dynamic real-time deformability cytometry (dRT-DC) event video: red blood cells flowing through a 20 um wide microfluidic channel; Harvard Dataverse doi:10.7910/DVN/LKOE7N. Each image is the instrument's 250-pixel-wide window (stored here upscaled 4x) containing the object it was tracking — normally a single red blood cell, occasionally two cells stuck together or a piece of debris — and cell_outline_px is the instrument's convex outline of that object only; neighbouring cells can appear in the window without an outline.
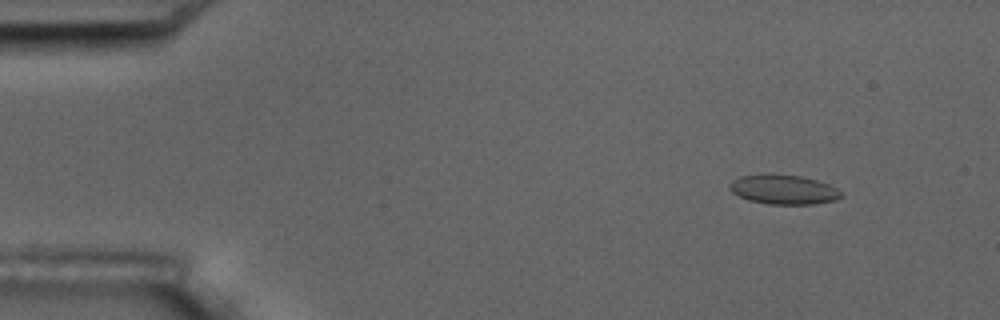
{"species": "common noctule bat (a hibernating species)", "species_latin": "Nyctalus noctula", "temperature_condition": "room temperature", "stored_images_in_passage": 5, "camera_frame_rate_fps": 3000, "um_per_image_px": 0.085, "animal": {"sex": "male", "body_mass_g": 17.5, "forearm_length_mm": 52.3}, "frame": {"image": 1, "passage_image": 2, "time_ms": 1.333, "image_size_px": [1000, 320], "cell_outline_px": [[844, 196], [836, 200], [816, 204], [768, 204], [748, 200], [732, 192], [728, 188], [728, 184], [732, 180], [740, 176], [768, 172], [800, 176], [816, 180], [828, 184], [836, 188]], "centroid_in_image_um": [66.56, 16.09], "position_along_channel_um": 18.4, "area_um2": 19.54}}
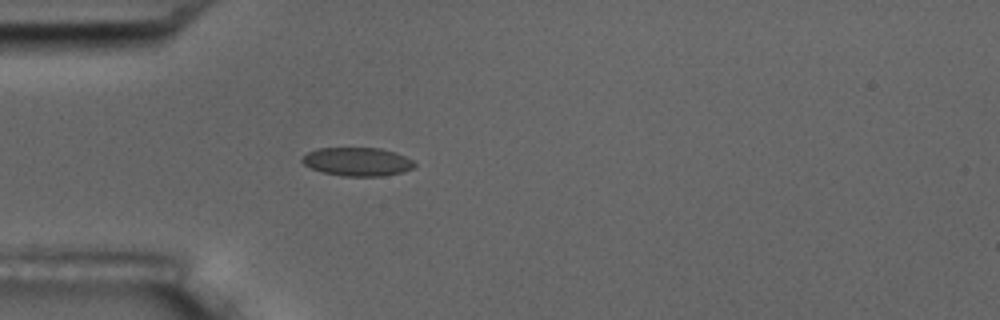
{"frame": {"image": 2, "passage_image": 5, "time_ms": 4.667, "image_size_px": [1000, 320], "cell_outline_px": [[416, 164], [412, 168], [400, 172], [384, 176], [344, 176], [324, 172], [312, 168], [304, 164], [300, 160], [308, 152], [316, 148], [380, 148], [396, 152], [412, 160]], "centroid_in_image_um": [30.37, 13.73], "position_along_channel_um": 54.6, "area_um2": 18.5}}